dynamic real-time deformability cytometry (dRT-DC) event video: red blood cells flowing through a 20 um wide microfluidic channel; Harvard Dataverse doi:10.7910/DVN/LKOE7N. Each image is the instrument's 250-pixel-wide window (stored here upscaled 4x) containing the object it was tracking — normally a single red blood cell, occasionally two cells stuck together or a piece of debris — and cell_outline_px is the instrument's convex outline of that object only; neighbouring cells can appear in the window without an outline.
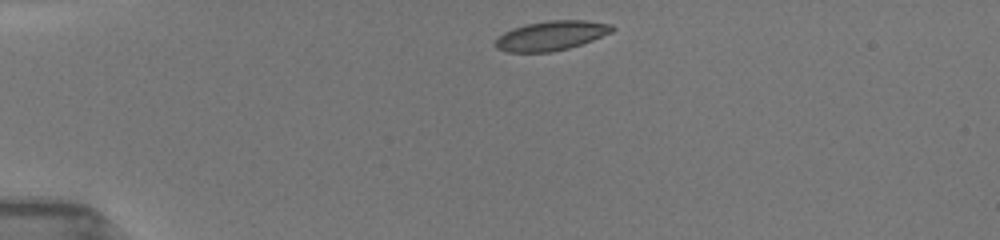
{"species": "common noctule bat (a hibernating species)", "species_latin": "Nyctalus noctula", "temperature_condition": "room temperature", "stored_images_in_passage": 29, "camera_frame_rate_fps": 3000, "um_per_image_px": 0.085, "animal": {"sex": "female", "body_mass_g": 19.5, "forearm_length_mm": 54.1}, "frame": {"image": 1, "passage_image": 1, "time_ms": 0.0, "image_size_px": [1000, 240], "cell_outline_px": [[616, 28], [612, 32], [592, 40], [568, 48], [552, 52], [508, 52], [496, 48], [492, 44], [504, 32], [512, 28], [528, 24], [548, 20], [588, 20], [612, 24]], "centroid_in_image_um": [46.86, 3.02], "position_along_channel_um": 38.1, "area_um2": 20.11}}
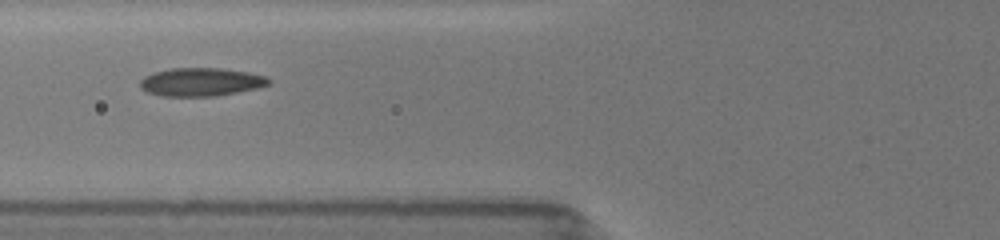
{"frame": {"image": 2, "passage_image": 17, "time_ms": 3.0, "image_size_px": [1000, 240], "cell_outline_px": [[272, 80], [268, 84], [256, 88], [216, 96], [160, 96], [148, 92], [140, 88], [140, 80], [144, 76], [156, 72], [172, 68], [220, 68], [248, 72], [264, 76]], "centroid_in_image_um": [17.06, 6.97], "position_along_channel_um": 108.7, "area_um2": 21.04}}
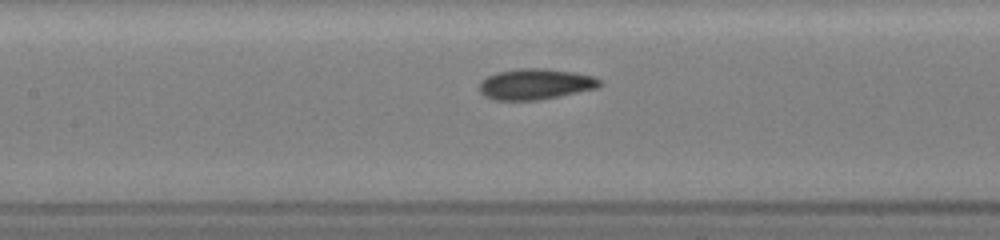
{"frame": {"image": 3, "passage_image": 25, "time_ms": 4.333, "image_size_px": [1000, 240], "cell_outline_px": [[600, 84], [596, 88], [560, 96], [536, 100], [496, 100], [484, 96], [480, 92], [480, 80], [496, 72], [516, 68], [544, 68], [572, 72], [592, 76], [600, 80]], "centroid_in_image_um": [45.45, 7.14], "position_along_channel_um": 161.9, "area_um2": 21.5}}